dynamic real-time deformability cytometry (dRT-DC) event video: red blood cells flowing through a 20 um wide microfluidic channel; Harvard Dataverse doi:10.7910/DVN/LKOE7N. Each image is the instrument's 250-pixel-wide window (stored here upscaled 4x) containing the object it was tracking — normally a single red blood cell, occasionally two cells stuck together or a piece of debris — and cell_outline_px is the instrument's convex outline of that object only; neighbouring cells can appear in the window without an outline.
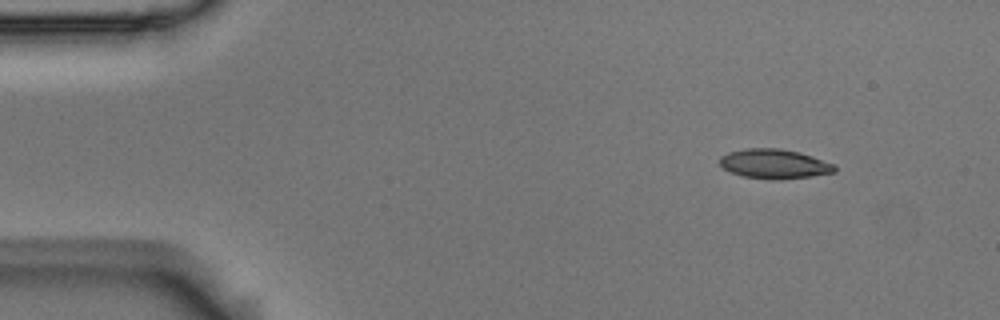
{"species": "Egyptian fruit bat (a non-hibernating species)", "species_latin": "Rousettus aegyptiacus", "temperature_condition": "room temperature", "stored_images_in_passage": 4, "camera_frame_rate_fps": 3000, "um_per_image_px": 0.085, "animal": {"sex": "male"}, "frame": {"image": 1, "passage_image": 1, "time_ms": 0.0, "image_size_px": [1000, 320], "cell_outline_px": [[836, 172], [812, 176], [776, 180], [772, 180], [744, 176], [732, 172], [724, 168], [720, 164], [720, 156], [728, 152], [744, 148], [780, 148], [800, 152], [836, 164]], "centroid_in_image_um": [65.85, 13.92], "position_along_channel_um": 19.2, "area_um2": 19.88}}
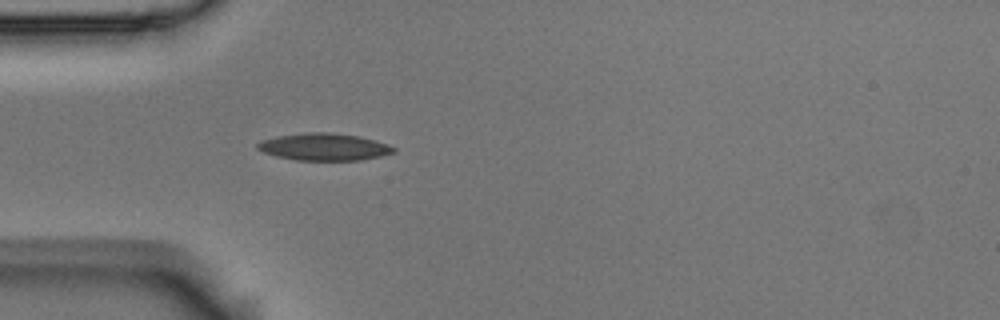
{"frame": {"image": 2, "passage_image": 4, "time_ms": 1.0, "image_size_px": [1000, 320], "cell_outline_px": [[396, 152], [380, 156], [360, 160], [296, 160], [276, 156], [264, 152], [256, 148], [256, 144], [260, 140], [276, 136], [308, 132], [328, 132], [360, 136], [376, 140], [388, 144], [396, 148]], "centroid_in_image_um": [27.55, 12.48], "position_along_channel_um": 57.5, "area_um2": 21.68}}